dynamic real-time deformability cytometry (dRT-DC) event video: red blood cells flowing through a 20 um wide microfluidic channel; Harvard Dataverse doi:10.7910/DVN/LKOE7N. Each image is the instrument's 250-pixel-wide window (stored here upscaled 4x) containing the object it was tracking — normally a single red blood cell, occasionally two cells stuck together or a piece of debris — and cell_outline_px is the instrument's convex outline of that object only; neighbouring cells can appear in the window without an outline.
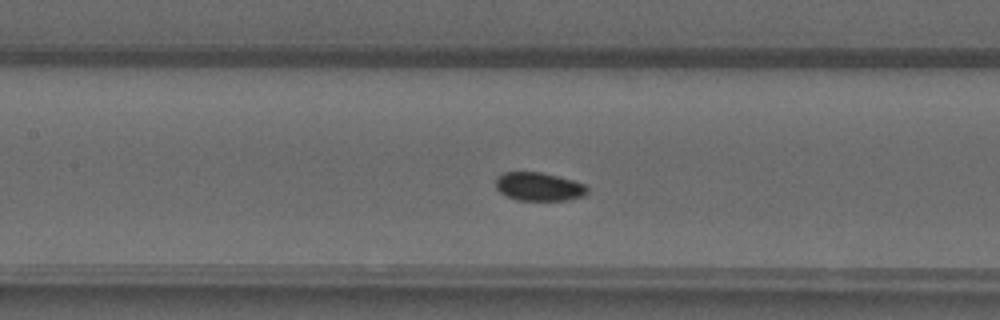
{"species": "common noctule bat (a hibernating species)", "species_latin": "Nyctalus noctula", "temperature_condition": "warm", "stored_images_in_passage": 46, "camera_frame_rate_fps": 3000, "um_per_image_px": 0.085, "animal": {"sex": "male", "forearm_length_mm": 52.5}, "frame": {"image": 1, "passage_image": 18, "time_ms": 5.667, "image_size_px": [1000, 320], "cell_outline_px": [[588, 192], [584, 196], [568, 200], [516, 200], [500, 192], [496, 188], [496, 176], [504, 172], [540, 172], [572, 180], [584, 184], [588, 188]], "centroid_in_image_um": [45.8, 15.87], "position_along_channel_um": 161.6, "area_um2": 15.14}}
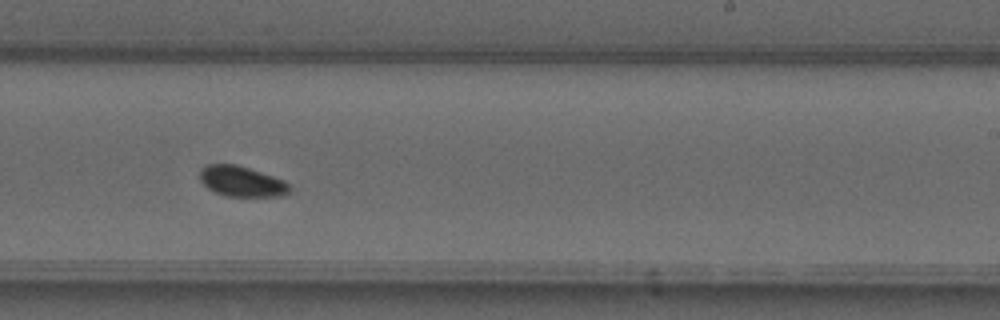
{"frame": {"image": 2, "passage_image": 26, "time_ms": 8.333, "image_size_px": [1000, 320], "cell_outline_px": [[292, 188], [284, 196], [224, 196], [208, 188], [200, 180], [200, 168], [204, 164], [236, 164], [284, 180]], "centroid_in_image_um": [20.52, 15.41], "position_along_channel_um": 268.5, "area_um2": 15.9}}
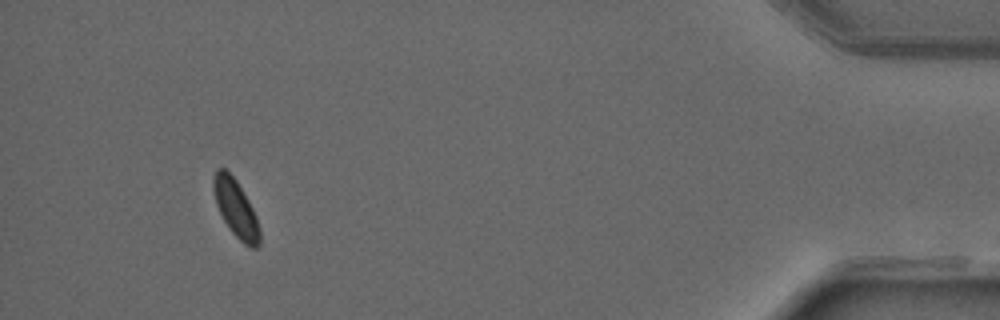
{"frame": {"image": 3, "passage_image": 42, "time_ms": 13.667, "image_size_px": [1000, 320], "cell_outline_px": [[260, 244], [256, 248], [252, 248], [244, 244], [228, 228], [216, 204], [212, 188], [212, 176], [216, 168], [224, 168], [236, 180], [248, 200], [256, 216], [260, 228]], "centroid_in_image_um": [20.02, 17.71], "position_along_channel_um": 415.2, "area_um2": 15.49}}